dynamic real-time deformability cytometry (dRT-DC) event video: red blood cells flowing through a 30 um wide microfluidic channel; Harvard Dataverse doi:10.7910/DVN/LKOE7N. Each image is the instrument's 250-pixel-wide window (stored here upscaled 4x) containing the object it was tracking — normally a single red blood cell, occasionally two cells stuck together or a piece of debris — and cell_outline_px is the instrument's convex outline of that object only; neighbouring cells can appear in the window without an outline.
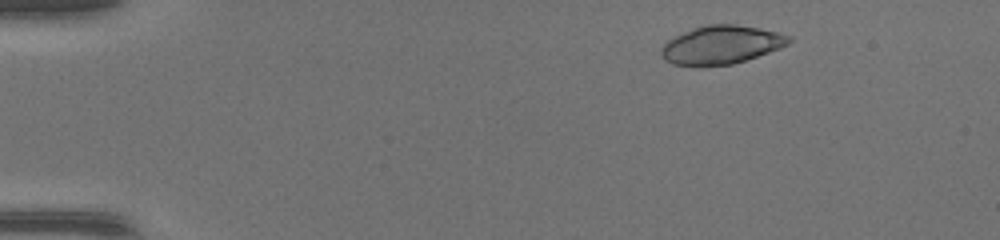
{"species": "common noctule bat (a hibernating species)", "species_latin": "Nyctalus noctula", "temperature_condition": "warm", "stored_images_in_passage": 45, "camera_frame_rate_fps": 3000, "um_per_image_px": 0.085, "animal": {"sex": "female", "body_mass_g": 17.0, "forearm_length_mm": 48.0}, "frame": {"image": 1, "passage_image": 5, "time_ms": 1.333, "image_size_px": [1000, 240], "cell_outline_px": [[792, 40], [788, 44], [780, 48], [732, 64], [700, 68], [672, 64], [660, 52], [660, 48], [668, 40], [692, 28], [708, 24], [736, 24], [760, 28], [780, 32], [792, 36]], "centroid_in_image_um": [61.32, 3.82], "position_along_channel_um": 23.7, "area_um2": 28.84}}